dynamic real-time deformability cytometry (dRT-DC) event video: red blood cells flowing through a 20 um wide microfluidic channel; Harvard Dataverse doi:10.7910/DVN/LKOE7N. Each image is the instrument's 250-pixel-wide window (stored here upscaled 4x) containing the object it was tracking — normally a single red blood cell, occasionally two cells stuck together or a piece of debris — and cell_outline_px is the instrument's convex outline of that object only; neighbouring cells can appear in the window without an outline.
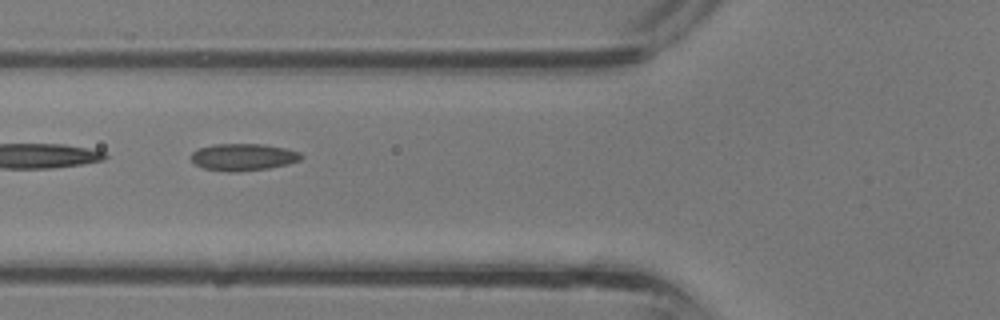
{"species": "common noctule bat (a hibernating species)", "species_latin": "Nyctalus noctula", "temperature_condition": "room temperature", "stored_images_in_passage": 22, "camera_frame_rate_fps": 3000, "um_per_image_px": 0.085, "animal": {"sex": "male", "body_mass_g": 13.3}, "frame": {"image": 1, "passage_image": 4, "time_ms": 1.0, "image_size_px": [1000, 320], "cell_outline_px": [[304, 156], [300, 160], [288, 164], [268, 168], [236, 172], [228, 172], [204, 168], [192, 164], [192, 152], [200, 148], [212, 144], [264, 144], [284, 148], [300, 152]], "centroid_in_image_um": [20.67, 13.35], "position_along_channel_um": 105.1, "area_um2": 17.4}}
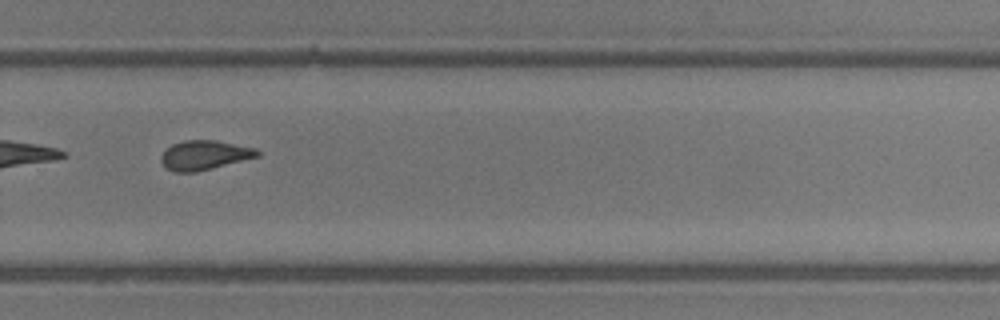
{"frame": {"image": 2, "passage_image": 15, "time_ms": 4.667, "image_size_px": [1000, 320], "cell_outline_px": [[260, 156], [196, 172], [176, 172], [164, 168], [160, 160], [160, 156], [172, 144], [184, 140], [216, 140], [256, 148], [260, 152]], "centroid_in_image_um": [17.37, 13.19], "position_along_channel_um": 312.4, "area_um2": 16.53}}